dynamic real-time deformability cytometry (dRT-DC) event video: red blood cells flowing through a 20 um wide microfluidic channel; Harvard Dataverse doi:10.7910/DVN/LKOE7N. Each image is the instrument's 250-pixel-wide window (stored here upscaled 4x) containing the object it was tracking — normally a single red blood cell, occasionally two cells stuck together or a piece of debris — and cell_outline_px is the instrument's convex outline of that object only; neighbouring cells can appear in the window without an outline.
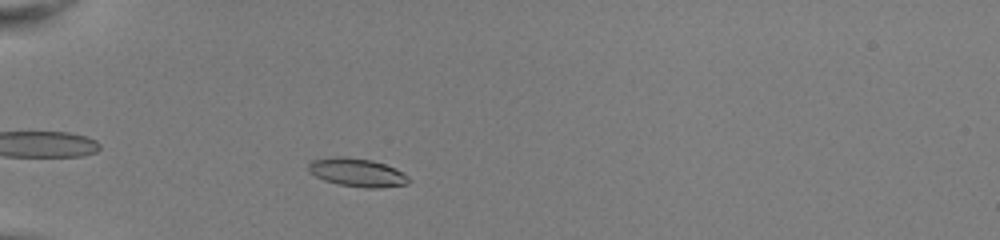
{"species": "common noctule bat (a hibernating species)", "species_latin": "Nyctalus noctula", "temperature_condition": "room temperature", "stored_images_in_passage": 42, "camera_frame_rate_fps": 3000, "um_per_image_px": 0.085, "animal": {"sex": "female", "body_mass_g": 22.0, "forearm_length_mm": 56.7}, "frame": {"image": 1, "passage_image": 7, "time_ms": 2.0, "image_size_px": [1000, 240], "cell_outline_px": [[412, 180], [404, 184], [380, 188], [364, 188], [340, 184], [324, 180], [308, 172], [308, 164], [312, 160], [332, 156], [344, 156], [372, 160], [396, 168], [404, 172]], "centroid_in_image_um": [30.36, 14.65], "position_along_channel_um": 54.6, "area_um2": 16.7}}
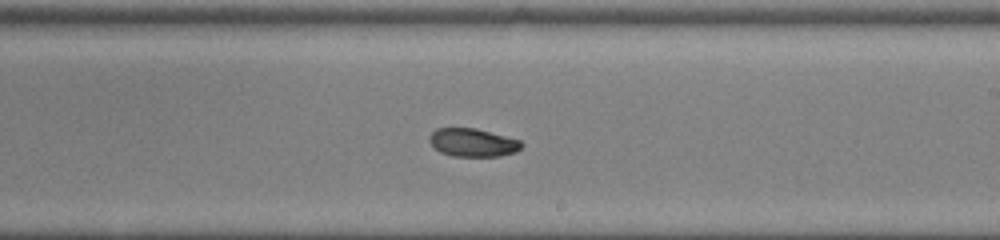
{"frame": {"image": 2, "passage_image": 23, "time_ms": 7.333, "image_size_px": [1000, 240], "cell_outline_px": [[524, 144], [516, 152], [500, 156], [452, 156], [440, 152], [428, 140], [428, 136], [436, 128], [476, 128], [520, 140]], "centroid_in_image_um": [40.18, 12.11], "position_along_channel_um": 248.8, "area_um2": 15.14}}
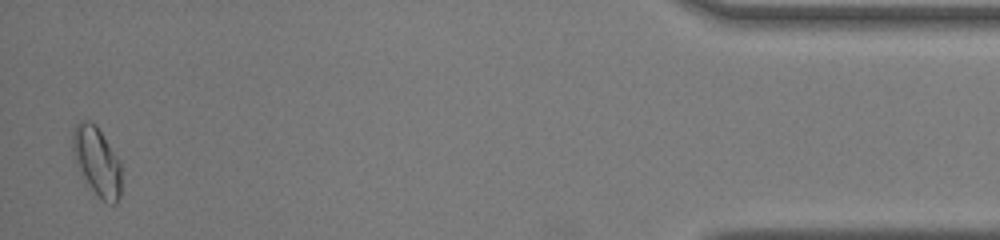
{"frame": {"image": 3, "passage_image": 41, "time_ms": 13.333, "image_size_px": [1000, 240], "cell_outline_px": [[120, 196], [116, 204], [112, 204], [104, 200], [88, 184], [72, 152], [72, 132], [76, 124], [80, 120], [88, 120], [96, 124], [120, 160]], "centroid_in_image_um": [8.24, 13.64], "position_along_channel_um": 427.0, "area_um2": 19.13}, "authors_computed_cell_mechanics": {"area_um2": 15.7505, "velocity_mm_per_s": 4.0428, "shape_relaxation_time_tau1_ms": null, "shape_relaxation_time_tau2_ms": 4.9588, "deformation_change_tau1": null, "deformation_change_tau2": 0.082}}